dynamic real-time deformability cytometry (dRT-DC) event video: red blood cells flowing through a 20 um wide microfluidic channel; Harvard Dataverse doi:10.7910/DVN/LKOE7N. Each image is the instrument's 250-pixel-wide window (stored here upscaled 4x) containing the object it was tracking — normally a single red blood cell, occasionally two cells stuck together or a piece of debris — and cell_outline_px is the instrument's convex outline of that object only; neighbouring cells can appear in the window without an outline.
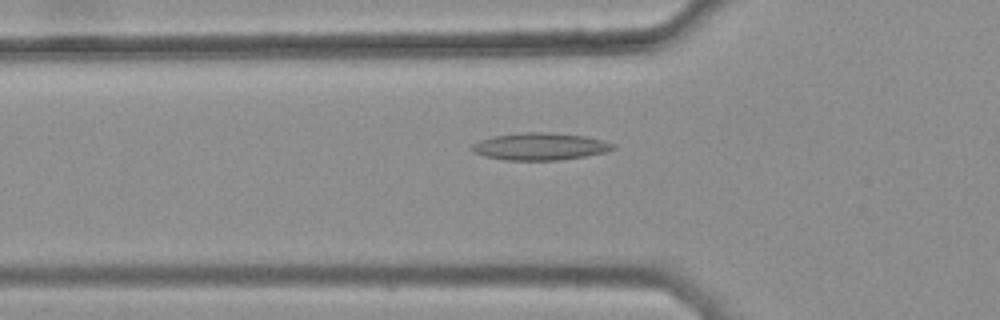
{"species": "common noctule bat (a hibernating species)", "species_latin": "Nyctalus noctula", "temperature_condition": "warm", "stored_images_in_passage": 30, "camera_frame_rate_fps": 3000, "um_per_image_px": 0.085, "animal": {"sex": "female", "body_mass_g": 25.1}, "frame": {"image": 1, "passage_image": 6, "time_ms": 1.667, "image_size_px": [1000, 320], "cell_outline_px": [[616, 144], [612, 148], [604, 152], [584, 156], [556, 160], [504, 160], [484, 156], [472, 152], [468, 148], [472, 144], [480, 140], [492, 136], [524, 132], [552, 132], [584, 136], [604, 140]], "centroid_in_image_um": [45.83, 12.44], "position_along_channel_um": 80.0, "area_um2": 22.43}}
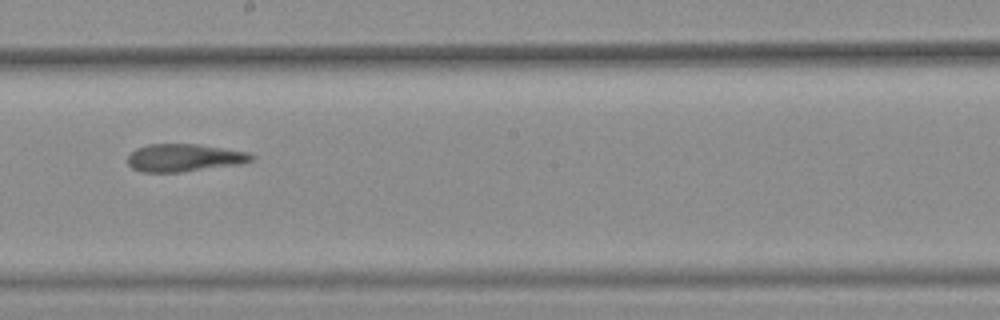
{"frame": {"image": 2, "passage_image": 18, "time_ms": 5.667, "image_size_px": [1000, 320], "cell_outline_px": [[256, 156], [252, 160], [244, 164], [180, 172], [140, 172], [132, 168], [128, 164], [128, 156], [136, 148], [148, 144], [196, 144], [252, 152]], "centroid_in_image_um": [15.71, 13.41], "position_along_channel_um": 232.5, "area_um2": 20.23}}
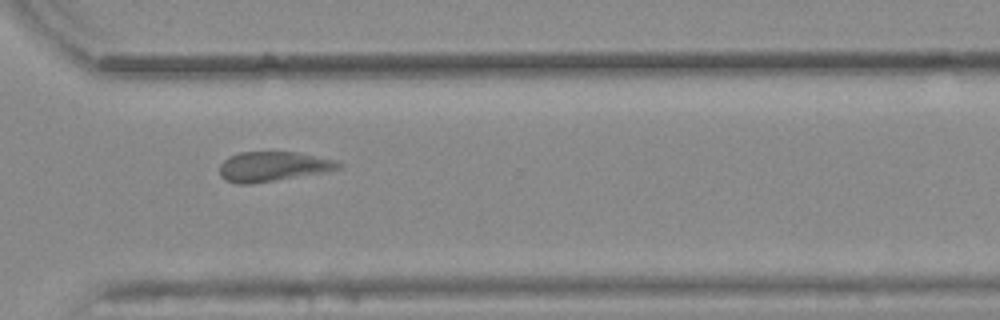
{"frame": {"image": 3, "passage_image": 27, "time_ms": 8.667, "image_size_px": [1000, 320], "cell_outline_px": [[344, 164], [340, 168], [324, 172], [252, 184], [236, 184], [224, 180], [220, 176], [220, 164], [228, 156], [240, 152], [296, 152], [336, 160]], "centroid_in_image_um": [23.17, 14.15], "position_along_channel_um": 347.4, "area_um2": 20.69}, "authors_computed_cell_mechanics": {"area_um2": 20.6635, "velocity_mm_per_s": 3.8113, "shape_relaxation_time_tau1_ms": null, "shape_relaxation_time_tau2_ms": 4.0569, "deformation_change_tau1": null, "deformation_change_tau2": 0.1444}}